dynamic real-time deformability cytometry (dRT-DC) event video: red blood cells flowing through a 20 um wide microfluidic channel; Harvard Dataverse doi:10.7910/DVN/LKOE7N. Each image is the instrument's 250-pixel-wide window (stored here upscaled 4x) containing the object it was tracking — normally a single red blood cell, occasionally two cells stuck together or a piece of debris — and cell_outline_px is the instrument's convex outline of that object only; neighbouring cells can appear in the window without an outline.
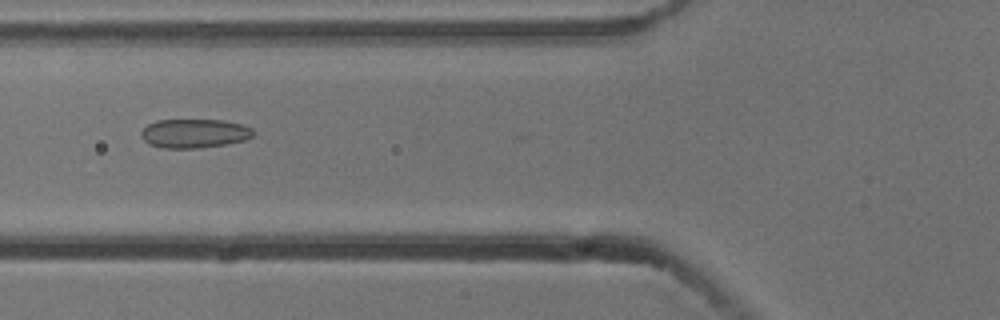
{"species": "common noctule bat (a hibernating species)", "species_latin": "Nyctalus noctula", "temperature_condition": "cold", "stored_images_in_passage": 2, "camera_frame_rate_fps": 3000, "um_per_image_px": 0.085, "animal": {"sex": "male", "body_mass_g": 13.3}, "frame": {"image": 1, "passage_image": 2, "time_ms": 0.333, "image_size_px": [1000, 320], "cell_outline_px": [[256, 132], [252, 136], [244, 140], [228, 144], [196, 148], [164, 148], [152, 144], [144, 140], [140, 136], [140, 132], [148, 124], [156, 120], [224, 120], [244, 124], [252, 128]], "centroid_in_image_um": [16.56, 11.33], "position_along_channel_um": 109.2, "area_um2": 19.02}}